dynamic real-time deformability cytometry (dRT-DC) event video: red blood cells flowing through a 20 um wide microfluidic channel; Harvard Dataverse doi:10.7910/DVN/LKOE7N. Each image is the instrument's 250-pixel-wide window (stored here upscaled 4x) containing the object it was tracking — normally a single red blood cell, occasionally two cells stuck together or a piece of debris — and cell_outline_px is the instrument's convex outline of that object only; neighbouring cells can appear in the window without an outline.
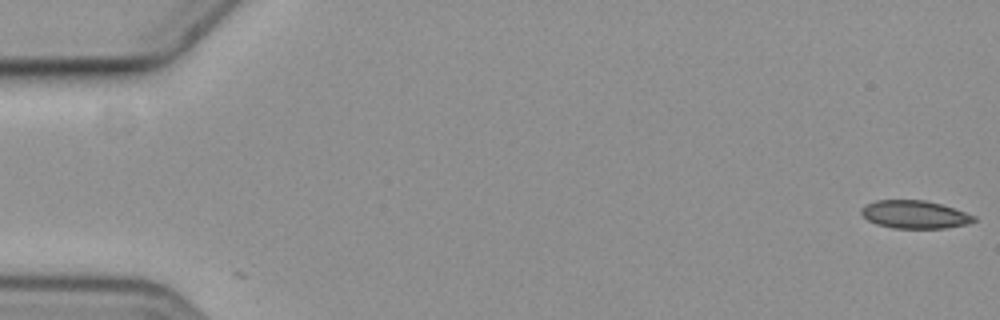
{"species": "common noctule bat (a hibernating species)", "species_latin": "Nyctalus noctula", "temperature_condition": "cold", "stored_images_in_passage": 8, "camera_frame_rate_fps": 3000, "um_per_image_px": 0.085, "animal": {"sex": "female", "body_mass_g": 19.3, "forearm_length_mm": 54.1}, "frame": {"image": 1, "passage_image": 1, "time_ms": 0.0, "image_size_px": [1000, 320], "cell_outline_px": [[976, 220], [968, 224], [944, 228], [892, 228], [876, 224], [868, 220], [860, 212], [860, 208], [876, 200], [924, 200], [940, 204], [976, 216]], "centroid_in_image_um": [77.73, 18.24], "position_along_channel_um": 7.3, "area_um2": 18.21}}
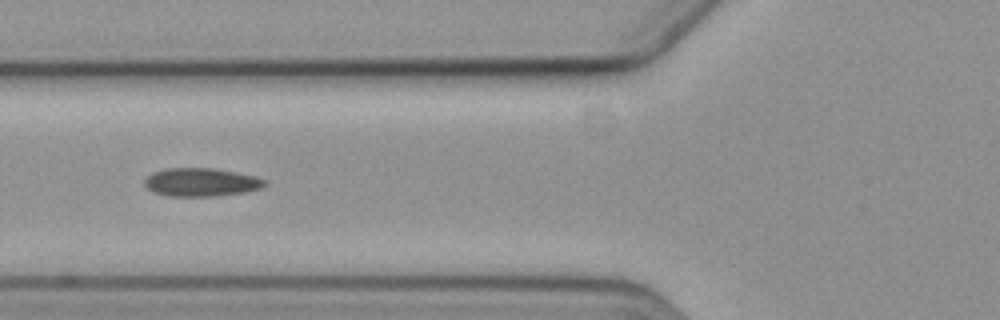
{"frame": {"image": 2, "passage_image": 7, "time_ms": 7.333, "image_size_px": [1000, 320], "cell_outline_px": [[268, 184], [260, 188], [244, 192], [212, 196], [168, 196], [152, 192], [144, 184], [144, 180], [152, 172], [168, 168], [212, 168], [252, 176], [264, 180]], "centroid_in_image_um": [17.03, 15.49], "position_along_channel_um": 108.8, "area_um2": 19.54}}
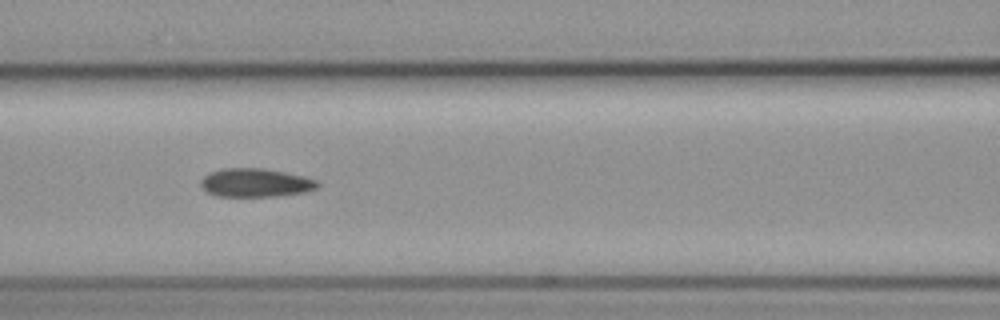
{"frame": {"image": 3, "passage_image": 8, "time_ms": 8.333, "image_size_px": [1000, 320], "cell_outline_px": [[320, 184], [316, 188], [304, 192], [276, 196], [216, 196], [200, 188], [200, 180], [204, 176], [212, 172], [224, 168], [264, 168], [304, 176], [316, 180]], "centroid_in_image_um": [21.7, 15.53], "position_along_channel_um": 144.9, "area_um2": 19.36}}